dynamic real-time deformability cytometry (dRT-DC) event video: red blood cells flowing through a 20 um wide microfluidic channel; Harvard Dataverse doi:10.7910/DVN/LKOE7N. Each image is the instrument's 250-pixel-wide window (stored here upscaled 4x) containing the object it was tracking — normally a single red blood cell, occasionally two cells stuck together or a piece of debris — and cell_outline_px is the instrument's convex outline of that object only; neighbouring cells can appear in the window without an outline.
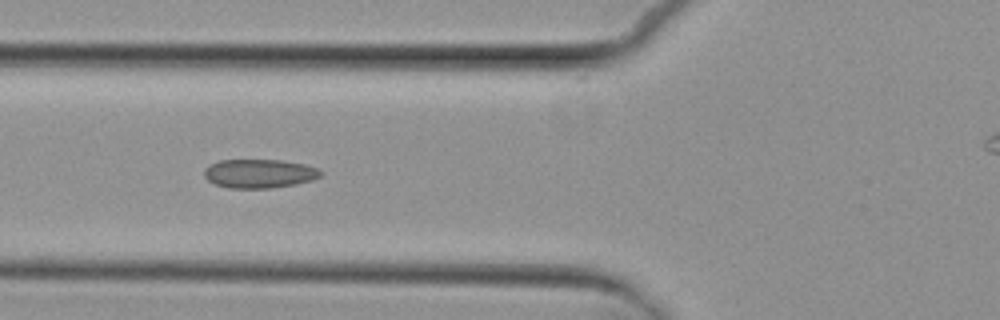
{"species": "common noctule bat (a hibernating species)", "species_latin": "Nyctalus noctula", "temperature_condition": "cold", "stored_images_in_passage": 7, "camera_frame_rate_fps": 3000, "um_per_image_px": 0.085, "animal": {"sex": "female", "body_mass_g": 29.2, "forearm_length_mm": 56.3}, "frame": {"image": 1, "passage_image": 5, "time_ms": 4.667, "image_size_px": [1000, 320], "cell_outline_px": [[324, 172], [320, 176], [312, 180], [296, 184], [272, 188], [228, 188], [216, 184], [208, 180], [204, 176], [204, 168], [220, 160], [280, 160], [304, 164], [316, 168]], "centroid_in_image_um": [22.05, 14.76], "position_along_channel_um": 103.8, "area_um2": 19.54}}
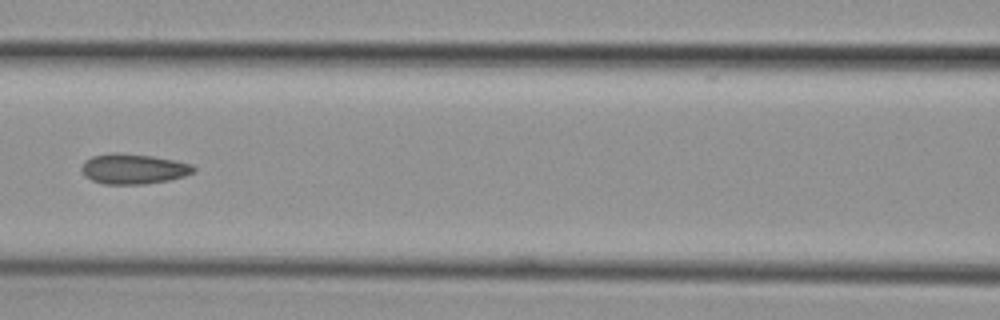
{"frame": {"image": 2, "passage_image": 6, "time_ms": 6.0, "image_size_px": [1000, 320], "cell_outline_px": [[196, 172], [184, 176], [168, 180], [144, 184], [104, 184], [92, 180], [84, 176], [80, 168], [84, 160], [92, 156], [112, 152], [116, 152], [152, 156], [176, 160], [192, 164], [196, 168]], "centroid_in_image_um": [11.33, 14.35], "position_along_channel_um": 155.3, "area_um2": 19.94}}
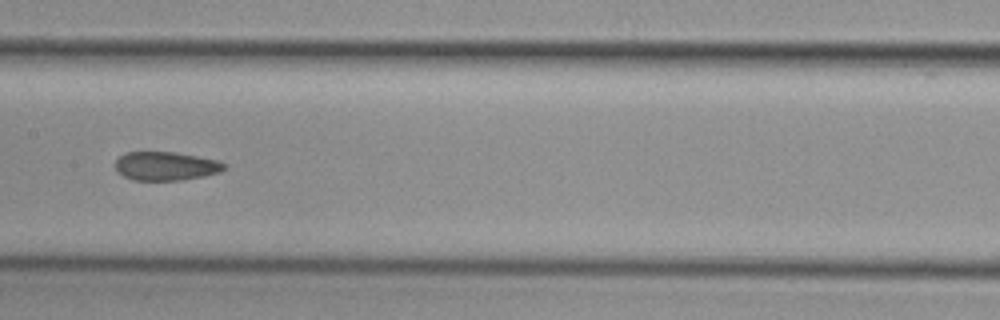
{"frame": {"image": 3, "passage_image": 7, "time_ms": 7.0, "image_size_px": [1000, 320], "cell_outline_px": [[228, 164], [220, 172], [204, 176], [180, 180], [132, 180], [116, 172], [116, 160], [124, 152], [176, 152], [216, 160]], "centroid_in_image_um": [14.08, 14.11], "position_along_channel_um": 193.3, "area_um2": 18.21}}